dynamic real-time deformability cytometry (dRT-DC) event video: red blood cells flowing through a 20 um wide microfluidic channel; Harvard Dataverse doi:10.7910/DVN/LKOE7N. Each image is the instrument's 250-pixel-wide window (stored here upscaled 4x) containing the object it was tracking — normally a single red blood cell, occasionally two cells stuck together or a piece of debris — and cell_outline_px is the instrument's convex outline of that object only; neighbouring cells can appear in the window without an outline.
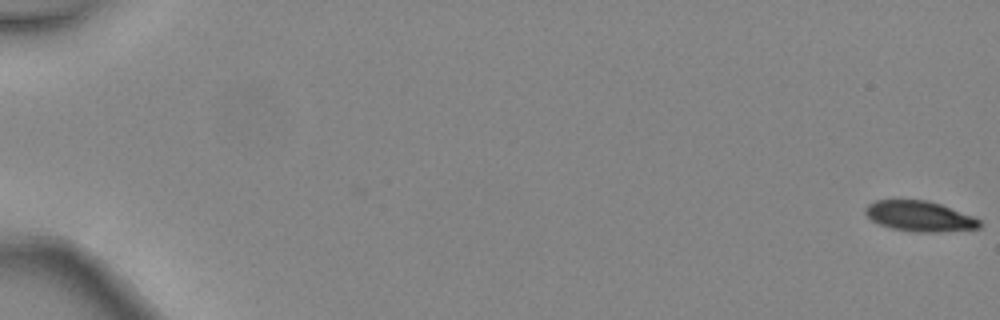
{"species": "common noctule bat (a hibernating species)", "species_latin": "Nyctalus noctula", "temperature_condition": "warm", "stored_images_in_passage": 5, "camera_frame_rate_fps": 3000, "um_per_image_px": 0.085, "animal": {"sex": "female", "body_mass_g": 24.6, "forearm_length_mm": 56.2}, "frame": {"image": 1, "passage_image": 1, "time_ms": 0.0, "image_size_px": [1000, 320], "cell_outline_px": [[984, 224], [980, 228], [936, 232], [912, 232], [892, 228], [880, 224], [872, 220], [864, 212], [864, 208], [868, 204], [876, 200], [928, 200], [940, 204], [972, 216], [980, 220]], "centroid_in_image_um": [78.17, 18.38], "position_along_channel_um": 6.8, "area_um2": 20.17}}
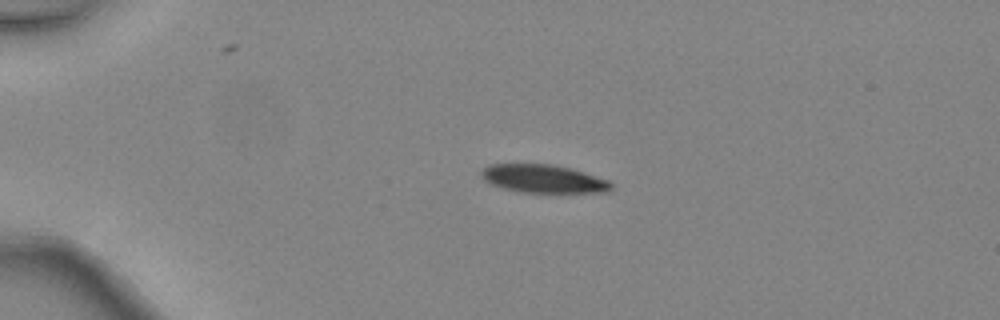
{"frame": {"image": 2, "passage_image": 4, "time_ms": 1.0, "image_size_px": [1000, 320], "cell_outline_px": [[612, 188], [608, 192], [520, 192], [504, 188], [492, 184], [484, 180], [480, 172], [484, 168], [492, 164], [552, 164], [584, 172], [608, 180], [612, 184]], "centroid_in_image_um": [46.19, 15.19], "position_along_channel_um": 38.8, "area_um2": 21.04}}